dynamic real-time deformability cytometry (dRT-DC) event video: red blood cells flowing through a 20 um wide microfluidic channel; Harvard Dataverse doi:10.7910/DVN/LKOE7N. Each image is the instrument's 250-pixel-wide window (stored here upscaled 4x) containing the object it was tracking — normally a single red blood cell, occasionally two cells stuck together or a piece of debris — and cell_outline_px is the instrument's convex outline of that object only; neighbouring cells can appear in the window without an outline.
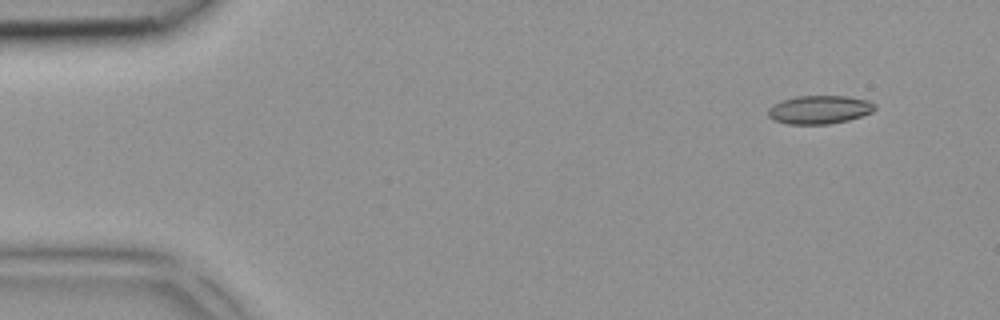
{"species": "common noctule bat (a hibernating species)", "species_latin": "Nyctalus noctula", "temperature_condition": "room temperature", "stored_images_in_passage": 4, "segment_of_instrument_passage": [1, 2], "camera_frame_rate_fps": 3000, "um_per_image_px": 0.085, "animal": {"sex": "female", "body_mass_g": 18.4}, "frame": {"image": 1, "passage_image": 1, "time_ms": 0.0, "image_size_px": [1000, 320], "cell_outline_px": [[876, 108], [872, 112], [848, 120], [828, 124], [788, 124], [772, 120], [768, 116], [768, 108], [772, 104], [780, 100], [796, 96], [848, 96], [868, 100], [876, 104]], "centroid_in_image_um": [69.62, 9.31], "position_along_channel_um": 15.4, "area_um2": 17.86}}